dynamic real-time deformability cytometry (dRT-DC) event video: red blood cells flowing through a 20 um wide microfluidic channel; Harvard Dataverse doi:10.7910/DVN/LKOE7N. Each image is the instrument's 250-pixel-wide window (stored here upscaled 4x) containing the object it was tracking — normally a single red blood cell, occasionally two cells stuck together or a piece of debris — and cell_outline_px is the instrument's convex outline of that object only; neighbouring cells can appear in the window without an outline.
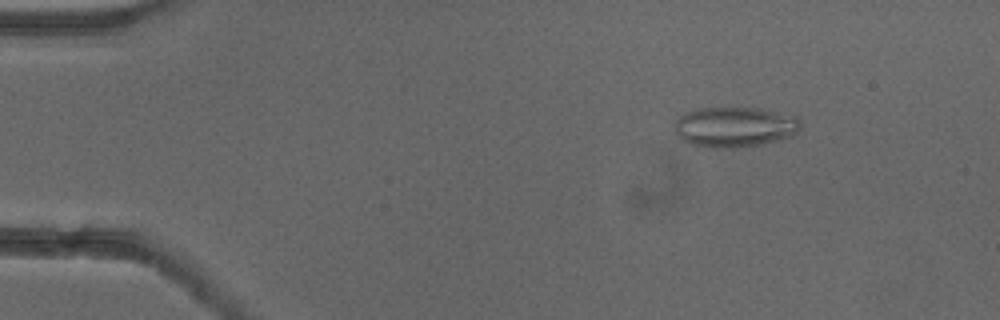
{"species": "common noctule bat (a hibernating species)", "species_latin": "Nyctalus noctula", "temperature_condition": "cold", "stored_images_in_passage": 52, "camera_frame_rate_fps": 3000, "um_per_image_px": 0.085, "animal": {"sex": "female"}, "frame": {"image": 1, "passage_image": 7, "time_ms": 2.0, "image_size_px": [1000, 320], "cell_outline_px": [[800, 128], [792, 136], [760, 144], [736, 148], [712, 148], [692, 144], [680, 140], [676, 132], [676, 120], [680, 116], [688, 112], [700, 108], [760, 108], [796, 116], [800, 120]], "centroid_in_image_um": [62.45, 10.79], "position_along_channel_um": 22.5, "area_um2": 29.42}}
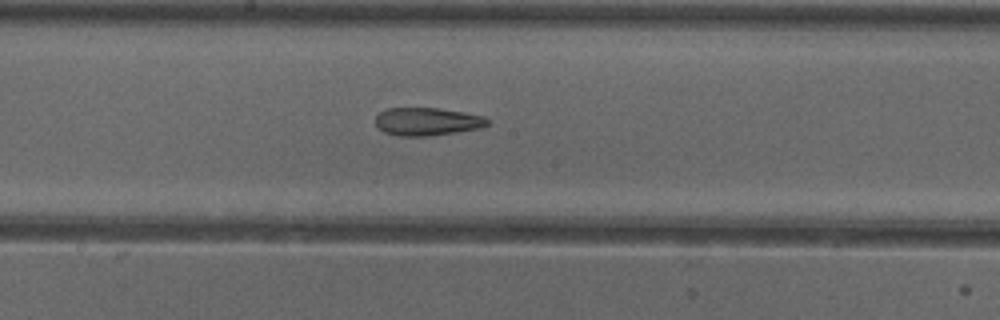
{"frame": {"image": 2, "passage_image": 28, "time_ms": 9.0, "image_size_px": [1000, 320], "cell_outline_px": [[488, 124], [480, 128], [428, 136], [400, 136], [384, 132], [376, 124], [376, 116], [380, 112], [388, 108], [440, 108], [464, 112], [484, 116], [488, 120]], "centroid_in_image_um": [36.31, 10.32], "position_along_channel_um": 211.9, "area_um2": 18.09}}
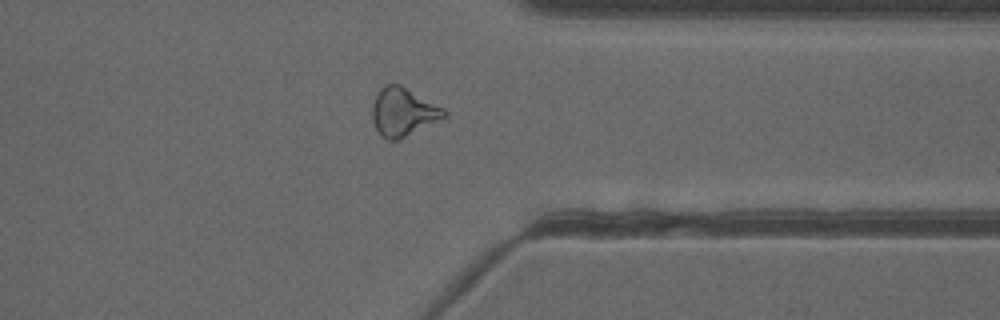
{"frame": {"image": 3, "passage_image": 41, "time_ms": 13.333, "image_size_px": [1000, 320], "cell_outline_px": [[448, 116], [400, 140], [388, 140], [380, 136], [372, 120], [372, 104], [380, 88], [384, 84], [400, 84], [444, 108], [448, 112]], "centroid_in_image_um": [34.27, 9.53], "position_along_channel_um": 377.1, "area_um2": 20.46}, "authors_computed_cell_mechanics": {"area_um2": 20.9525, "velocity_mm_per_s": 3.9176, "shape_relaxation_time_tau1_ms": null, "shape_relaxation_time_tau2_ms": 4.1514, "deformation_change_tau1": null, "deformation_change_tau2": 0.1387}}